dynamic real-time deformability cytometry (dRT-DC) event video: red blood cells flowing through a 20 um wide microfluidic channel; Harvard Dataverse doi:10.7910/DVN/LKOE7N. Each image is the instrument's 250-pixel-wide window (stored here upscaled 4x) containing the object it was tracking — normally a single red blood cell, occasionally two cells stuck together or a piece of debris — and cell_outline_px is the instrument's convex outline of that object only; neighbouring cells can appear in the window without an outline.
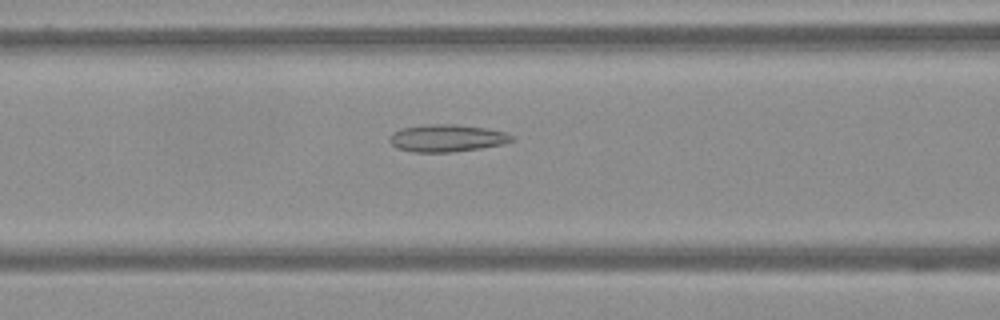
{"species": "Egyptian fruit bat (a non-hibernating species)", "species_latin": "Rousettus aegyptiacus", "temperature_condition": "warm", "stored_images_in_passage": 58, "camera_frame_rate_fps": 3000, "um_per_image_px": 0.085, "frame": {"image": 1, "passage_image": 22, "time_ms": 7.0, "image_size_px": [1000, 320], "cell_outline_px": [[516, 140], [504, 144], [480, 148], [452, 152], [412, 152], [396, 148], [388, 140], [392, 132], [400, 128], [424, 124], [456, 124], [488, 128], [504, 132], [512, 136]], "centroid_in_image_um": [37.97, 11.73], "position_along_channel_um": 128.6, "area_um2": 19.71}}
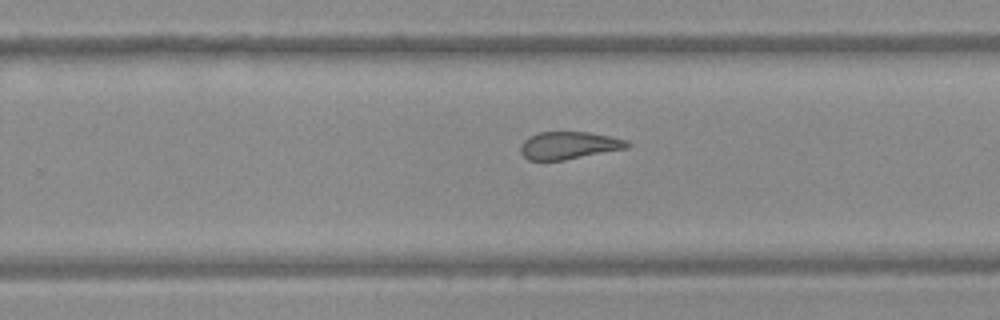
{"frame": {"image": 2, "passage_image": 36, "time_ms": 11.667, "image_size_px": [1000, 320], "cell_outline_px": [[632, 144], [628, 148], [564, 160], [528, 160], [520, 152], [520, 144], [528, 136], [540, 132], [588, 132], [628, 140]], "centroid_in_image_um": [48.35, 12.36], "position_along_channel_um": 281.4, "area_um2": 17.17}}
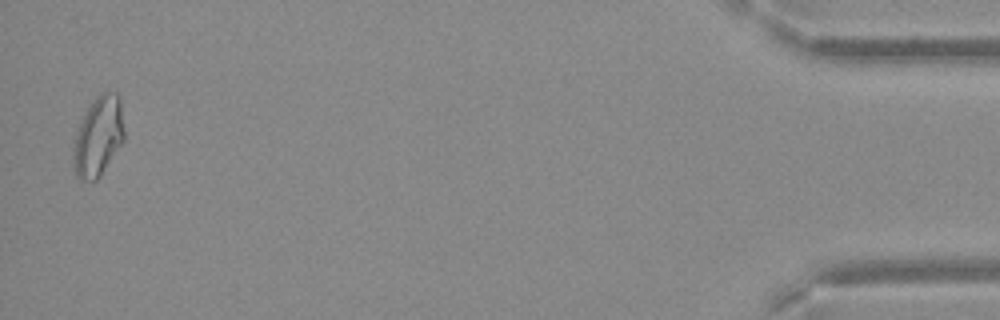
{"frame": {"image": 3, "passage_image": 57, "time_ms": 18.667, "image_size_px": [1000, 320], "cell_outline_px": [[124, 140], [100, 176], [96, 180], [80, 180], [76, 176], [72, 164], [72, 148], [80, 124], [92, 100], [100, 92], [116, 92], [120, 96], [124, 128]], "centroid_in_image_um": [8.36, 11.59], "position_along_channel_um": 426.8, "area_um2": 23.7}}